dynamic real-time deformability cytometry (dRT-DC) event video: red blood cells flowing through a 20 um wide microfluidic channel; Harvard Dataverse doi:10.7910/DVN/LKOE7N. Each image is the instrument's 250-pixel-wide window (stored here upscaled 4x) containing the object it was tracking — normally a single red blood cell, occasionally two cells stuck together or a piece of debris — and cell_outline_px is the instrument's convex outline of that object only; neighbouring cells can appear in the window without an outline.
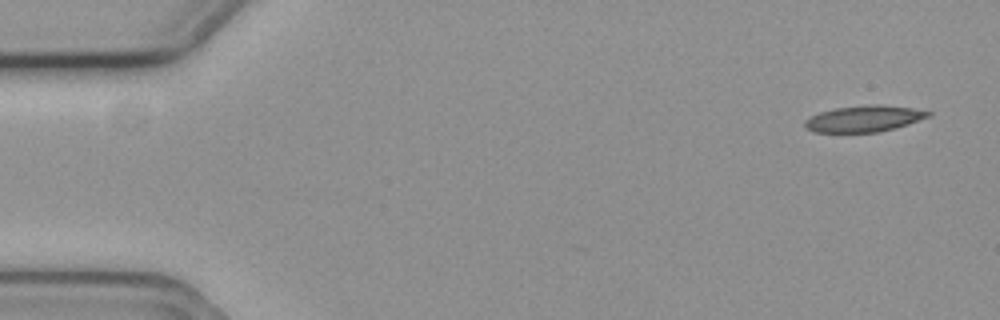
{"species": "common noctule bat (a hibernating species)", "species_latin": "Nyctalus noctula", "temperature_condition": "cold", "stored_images_in_passage": 4, "camera_frame_rate_fps": 3000, "um_per_image_px": 0.085, "animal": {"sex": "female", "body_mass_g": 19.3, "forearm_length_mm": 54.1}, "frame": {"image": 1, "passage_image": 1, "time_ms": 0.0, "image_size_px": [1000, 320], "cell_outline_px": [[932, 116], [896, 128], [880, 132], [812, 132], [804, 124], [804, 120], [820, 112], [836, 108], [876, 104], [880, 104], [912, 108], [932, 112]], "centroid_in_image_um": [73.49, 10.09], "position_along_channel_um": 11.5, "area_um2": 18.84}}